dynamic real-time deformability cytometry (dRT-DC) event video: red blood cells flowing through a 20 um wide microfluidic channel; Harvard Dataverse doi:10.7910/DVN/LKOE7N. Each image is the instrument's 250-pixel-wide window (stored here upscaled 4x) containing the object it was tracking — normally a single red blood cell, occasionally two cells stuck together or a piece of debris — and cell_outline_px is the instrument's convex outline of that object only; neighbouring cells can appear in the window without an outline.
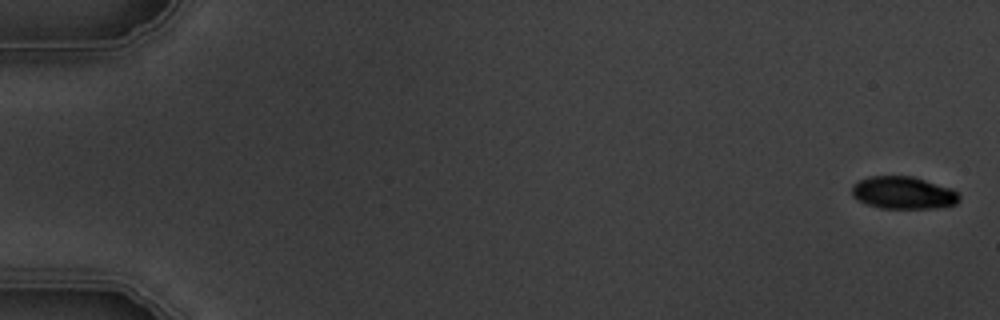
{"species": "common noctule bat (a hibernating species)", "species_latin": "Nyctalus noctula", "temperature_condition": "warm", "stored_images_in_passage": 6, "camera_frame_rate_fps": 3000, "um_per_image_px": 0.085, "animal": {"sex": "male", "body_mass_g": 19.5, "forearm_length_mm": 54.6}, "frame": {"image": 1, "passage_image": 1, "time_ms": 0.0, "image_size_px": [1000, 320], "cell_outline_px": [[960, 200], [956, 204], [936, 208], [880, 208], [868, 204], [852, 196], [852, 184], [868, 176], [912, 176], [952, 188], [960, 192]], "centroid_in_image_um": [76.82, 16.38], "position_along_channel_um": 8.2, "area_um2": 20.4}}
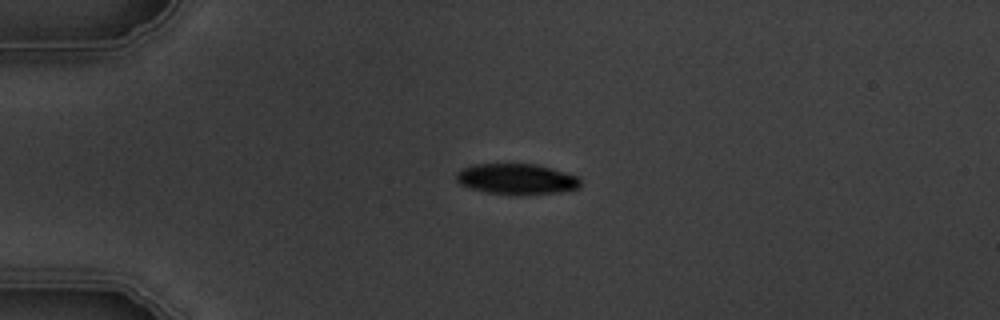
{"frame": {"image": 2, "passage_image": 4, "time_ms": 4.333, "image_size_px": [1000, 320], "cell_outline_px": [[580, 188], [556, 192], [488, 192], [472, 188], [460, 184], [456, 180], [456, 172], [472, 164], [540, 164], [576, 176], [580, 180]], "centroid_in_image_um": [43.89, 15.16], "position_along_channel_um": 41.1, "area_um2": 21.27}}
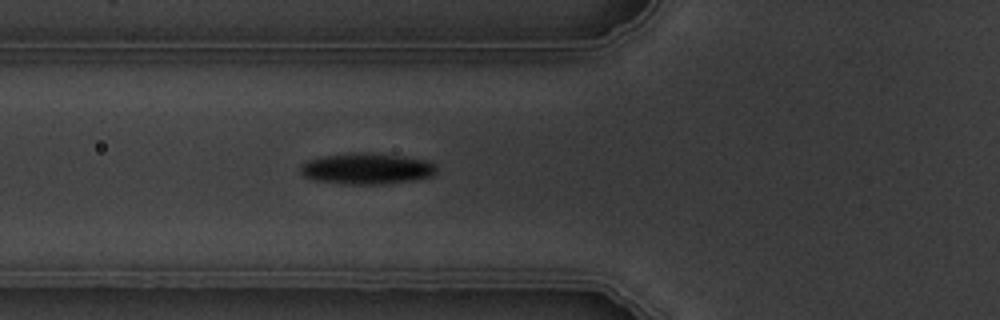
{"frame": {"image": 3, "passage_image": 6, "time_ms": 6.667, "image_size_px": [1000, 320], "cell_outline_px": [[436, 172], [432, 176], [416, 180], [384, 184], [344, 184], [312, 180], [304, 176], [300, 172], [300, 164], [308, 160], [320, 156], [352, 152], [364, 152], [396, 156], [424, 160], [436, 164]], "centroid_in_image_um": [31.12, 14.34], "position_along_channel_um": 94.7, "area_um2": 24.8}}